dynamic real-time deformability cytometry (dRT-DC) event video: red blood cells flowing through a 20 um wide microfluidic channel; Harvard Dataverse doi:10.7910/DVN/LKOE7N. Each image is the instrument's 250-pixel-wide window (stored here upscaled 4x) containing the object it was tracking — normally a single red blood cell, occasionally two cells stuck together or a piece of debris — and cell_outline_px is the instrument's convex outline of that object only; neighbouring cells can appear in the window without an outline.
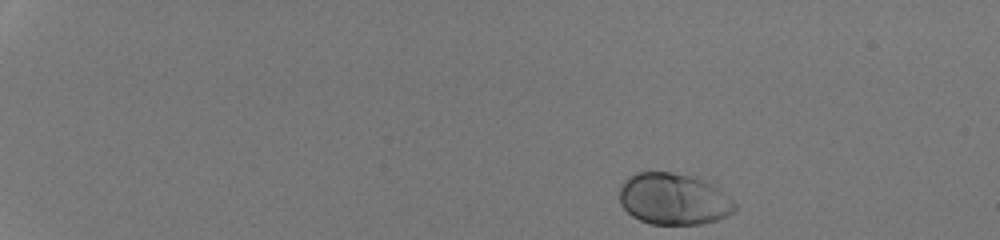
{"species": "human", "species_latin": "Homo sapiens", "temperature_condition": "room temperature", "stored_images_in_passage": 44, "camera_frame_rate_fps": 3000, "um_per_image_px": 0.085, "donor": {"sex": "male"}, "frame": {"image": 1, "passage_image": 1, "time_ms": 0.0, "image_size_px": [1000, 240], "cell_outline_px": [[736, 212], [728, 216], [716, 220], [700, 224], [652, 224], [640, 220], [632, 216], [620, 204], [620, 188], [624, 180], [628, 176], [636, 172], [672, 172], [688, 176], [700, 180], [716, 188], [728, 196], [736, 204]], "centroid_in_image_um": [57.23, 16.93], "position_along_channel_um": 27.8, "area_um2": 34.39}}
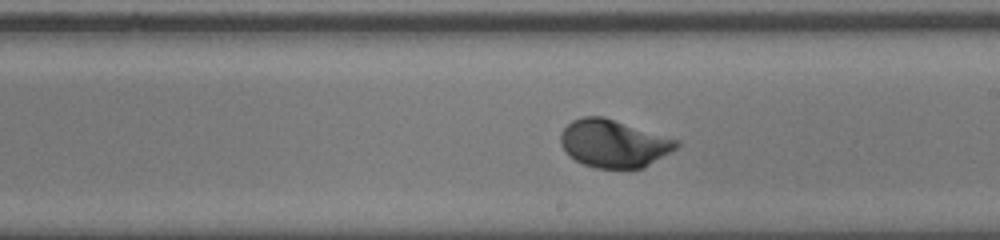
{"frame": {"image": 2, "passage_image": 26, "time_ms": 8.333, "image_size_px": [1000, 240], "cell_outline_px": [[680, 144], [676, 148], [644, 168], [596, 168], [584, 164], [568, 156], [560, 144], [560, 132], [572, 120], [580, 116], [604, 116], [680, 140]], "centroid_in_image_um": [52.15, 12.18], "position_along_channel_um": 236.9, "area_um2": 32.43}}
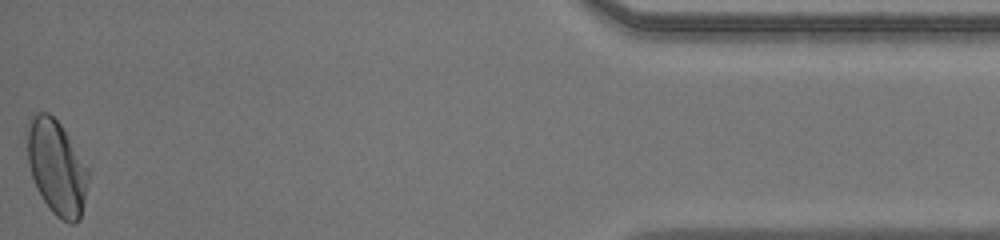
{"frame": {"image": 3, "passage_image": 44, "time_ms": 14.333, "image_size_px": [1000, 240], "cell_outline_px": [[88, 180], [80, 220], [76, 224], [72, 224], [56, 216], [48, 208], [36, 188], [28, 164], [24, 132], [24, 128], [32, 112], [48, 112], [60, 124], [68, 136], [88, 168]], "centroid_in_image_um": [4.75, 14.18], "position_along_channel_um": 430.5, "area_um2": 34.16}, "authors_computed_cell_mechanics": {"area_um2": 32.4547, "velocity_mm_per_s": 4.2408, "shape_relaxation_time_tau1_ms": 2.0078, "shape_relaxation_time_tau2_ms": null, "deformation_change_tau1": 0.1247, "deformation_change_tau2": null}}